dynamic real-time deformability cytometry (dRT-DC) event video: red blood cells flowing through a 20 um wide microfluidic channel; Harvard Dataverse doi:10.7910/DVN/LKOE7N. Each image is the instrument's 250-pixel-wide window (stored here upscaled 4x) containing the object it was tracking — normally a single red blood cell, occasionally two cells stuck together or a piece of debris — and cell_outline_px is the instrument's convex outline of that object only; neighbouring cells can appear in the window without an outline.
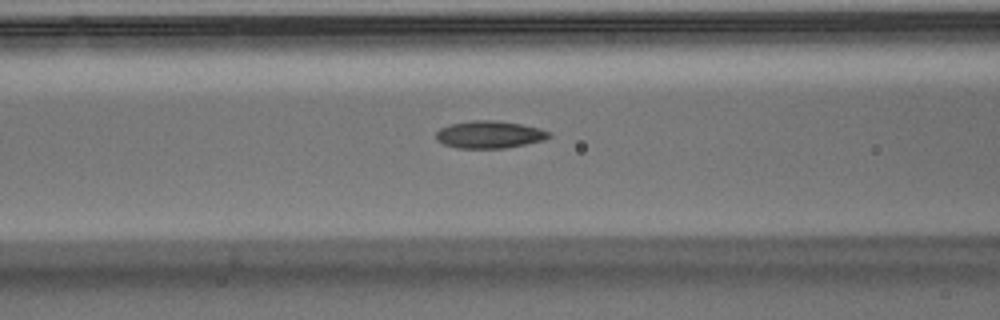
{"species": "Egyptian fruit bat (a non-hibernating species)", "species_latin": "Rousettus aegyptiacus", "temperature_condition": "warm", "stored_images_in_passage": 34, "camera_frame_rate_fps": 3000, "um_per_image_px": 0.085, "animal": {"sex": "male"}, "frame": {"image": 1, "passage_image": 6, "time_ms": 1.667, "image_size_px": [1000, 320], "cell_outline_px": [[552, 136], [544, 140], [504, 148], [456, 148], [444, 144], [436, 140], [436, 132], [440, 128], [452, 124], [472, 120], [496, 120], [520, 124], [540, 128], [552, 132]], "centroid_in_image_um": [41.62, 11.43], "position_along_channel_um": 125.0, "area_um2": 18.03}}
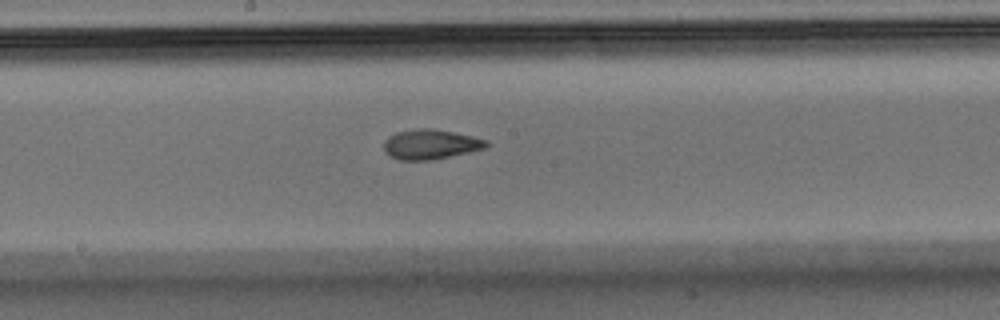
{"frame": {"image": 2, "passage_image": 12, "time_ms": 3.667, "image_size_px": [1000, 320], "cell_outline_px": [[488, 144], [484, 148], [468, 152], [432, 160], [400, 160], [388, 156], [384, 152], [384, 140], [388, 136], [396, 132], [420, 128], [432, 128], [472, 136], [488, 140]], "centroid_in_image_um": [36.54, 12.27], "position_along_channel_um": 211.7, "area_um2": 17.8}}
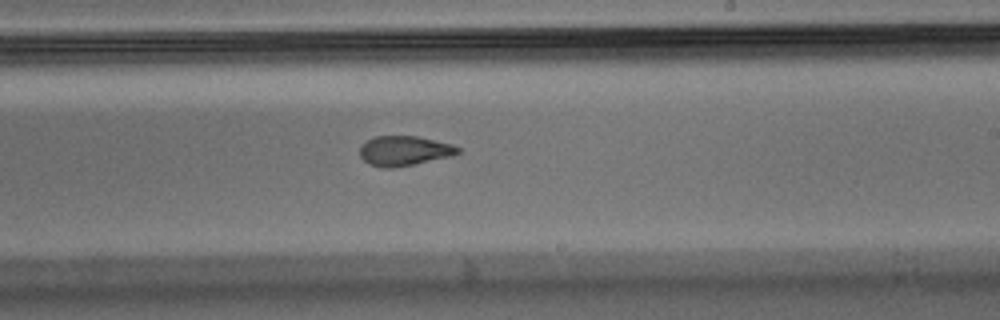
{"frame": {"image": 3, "passage_image": 15, "time_ms": 4.667, "image_size_px": [1000, 320], "cell_outline_px": [[460, 152], [452, 156], [392, 168], [380, 168], [368, 164], [360, 156], [360, 148], [368, 140], [376, 136], [416, 136], [452, 144], [460, 148]], "centroid_in_image_um": [34.36, 12.82], "position_along_channel_um": 254.6, "area_um2": 16.88}}